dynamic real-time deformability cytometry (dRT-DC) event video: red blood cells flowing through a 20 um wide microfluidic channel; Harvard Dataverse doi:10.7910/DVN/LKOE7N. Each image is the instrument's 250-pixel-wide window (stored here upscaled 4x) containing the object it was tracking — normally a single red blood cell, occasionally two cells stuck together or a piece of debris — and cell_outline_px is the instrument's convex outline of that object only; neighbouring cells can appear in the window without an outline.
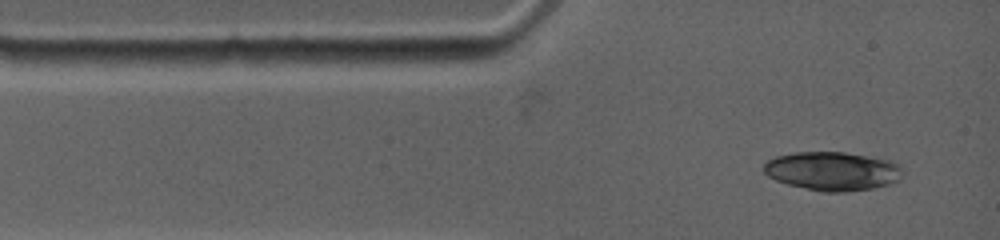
{"species": "common noctule bat (a hibernating species)", "species_latin": "Nyctalus noctula", "temperature_condition": "warm", "stored_images_in_passage": 2, "camera_frame_rate_fps": 4500, "um_per_image_px": 0.085, "animal": {"sex": "female", "body_mass_g": 19.0, "forearm_length_mm": 53.3}, "frame": {"image": 1, "passage_image": 1, "time_ms": 0.0, "image_size_px": [1000, 240], "cell_outline_px": [[900, 180], [888, 184], [872, 188], [844, 192], [824, 192], [788, 184], [776, 180], [768, 176], [764, 172], [764, 164], [768, 160], [776, 156], [796, 152], [844, 152], [888, 160], [896, 164], [900, 168]], "centroid_in_image_um": [70.72, 14.54], "position_along_channel_um": 14.3, "area_um2": 30.92}}